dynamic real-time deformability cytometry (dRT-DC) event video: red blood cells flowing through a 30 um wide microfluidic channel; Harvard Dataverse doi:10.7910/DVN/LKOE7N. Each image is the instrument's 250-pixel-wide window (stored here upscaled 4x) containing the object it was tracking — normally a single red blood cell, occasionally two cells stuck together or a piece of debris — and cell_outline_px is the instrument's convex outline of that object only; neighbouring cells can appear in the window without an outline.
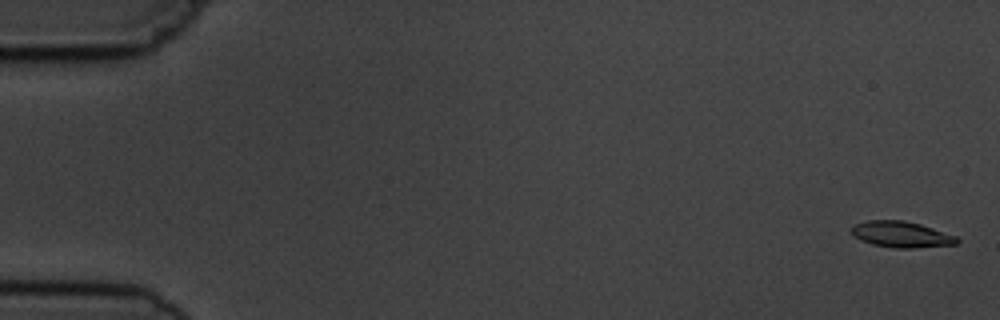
{"species": "common noctule bat (a hibernating species)", "species_latin": "Nyctalus noctula", "temperature_condition": "cold", "stored_images_in_passage": 3, "camera_frame_rate_fps": 3000, "um_per_image_px": 0.085, "animal": {"sex": "male", "body_mass_g": 19.5, "forearm_length_mm": 54.6}, "frame": {"image": 1, "passage_image": 1, "time_ms": 0.0, "image_size_px": [1000, 320], "cell_outline_px": [[960, 240], [956, 244], [912, 248], [896, 248], [872, 244], [860, 240], [852, 232], [852, 228], [856, 224], [868, 220], [904, 220], [920, 224], [956, 236]], "centroid_in_image_um": [76.63, 19.92], "position_along_channel_um": 8.4, "area_um2": 15.78}}